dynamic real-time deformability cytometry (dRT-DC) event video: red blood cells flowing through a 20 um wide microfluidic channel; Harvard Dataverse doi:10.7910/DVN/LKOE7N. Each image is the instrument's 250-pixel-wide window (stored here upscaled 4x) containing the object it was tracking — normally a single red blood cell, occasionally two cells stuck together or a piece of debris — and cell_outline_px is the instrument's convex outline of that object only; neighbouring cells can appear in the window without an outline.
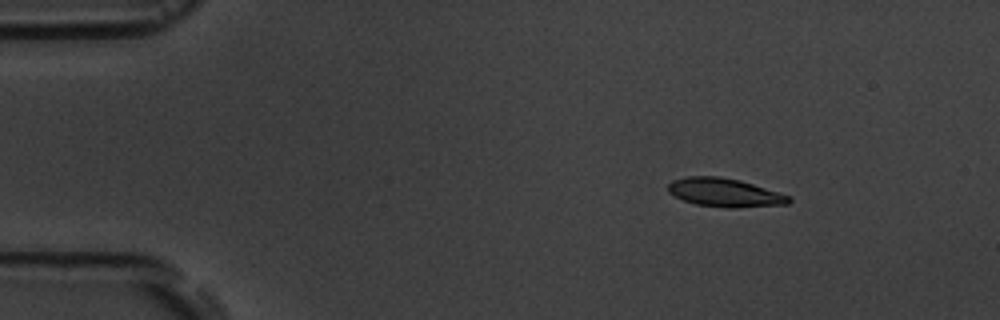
{"species": "common noctule bat (a hibernating species)", "species_latin": "Nyctalus noctula", "temperature_condition": "room temperature", "stored_images_in_passage": 6, "camera_frame_rate_fps": 3000, "um_per_image_px": 0.085, "animal": {"sex": "male", "body_mass_g": 19.5, "forearm_length_mm": 54.6}, "frame": {"image": 1, "passage_image": 2, "time_ms": 1.0, "image_size_px": [1000, 320], "cell_outline_px": [[792, 200], [788, 204], [736, 208], [728, 208], [696, 204], [684, 200], [668, 192], [668, 184], [672, 180], [688, 176], [720, 176], [740, 180], [792, 196]], "centroid_in_image_um": [61.63, 16.36], "position_along_channel_um": 23.4, "area_um2": 20.17}}
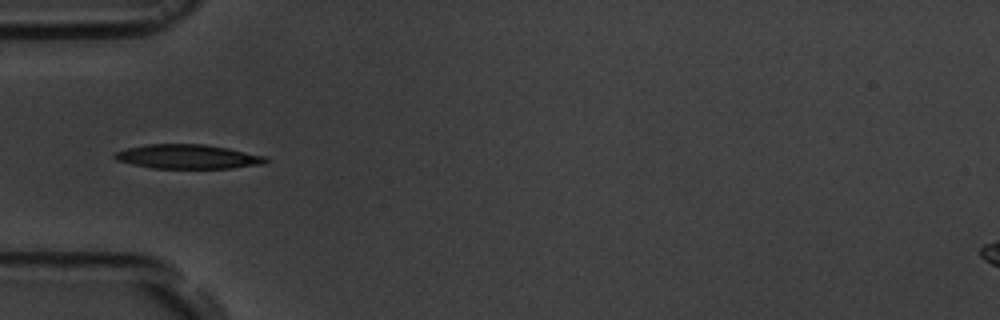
{"frame": {"image": 2, "passage_image": 5, "time_ms": 4.333, "image_size_px": [1000, 320], "cell_outline_px": [[268, 160], [264, 164], [232, 168], [152, 168], [132, 164], [116, 160], [112, 156], [116, 152], [128, 148], [148, 144], [204, 144], [228, 148], [268, 156]], "centroid_in_image_um": [16.0, 13.31], "position_along_channel_um": 69.0, "area_um2": 21.39}}
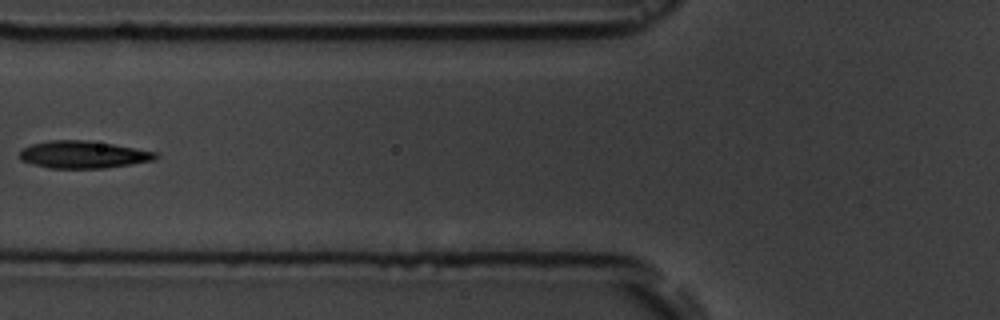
{"frame": {"image": 3, "passage_image": 6, "time_ms": 5.667, "image_size_px": [1000, 320], "cell_outline_px": [[160, 156], [156, 160], [104, 168], [52, 168], [32, 164], [20, 160], [20, 152], [24, 148], [32, 144], [48, 140], [84, 140], [112, 144], [160, 152]], "centroid_in_image_um": [7.12, 13.14], "position_along_channel_um": 118.7, "area_um2": 21.68}}